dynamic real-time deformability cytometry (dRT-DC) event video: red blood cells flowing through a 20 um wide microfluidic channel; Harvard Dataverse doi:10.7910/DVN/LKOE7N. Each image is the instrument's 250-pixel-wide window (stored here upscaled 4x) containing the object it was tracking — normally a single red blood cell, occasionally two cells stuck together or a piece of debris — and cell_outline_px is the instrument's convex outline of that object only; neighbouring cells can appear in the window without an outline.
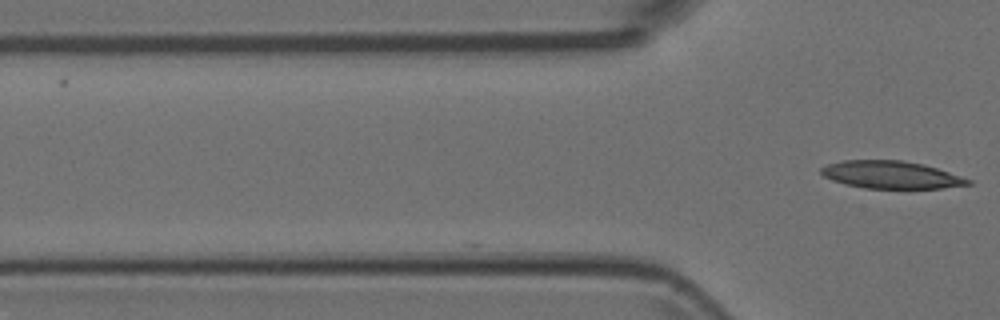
{"species": "Egyptian fruit bat (a non-hibernating species)", "species_latin": "Rousettus aegyptiacus", "temperature_condition": "room temperature", "stored_images_in_passage": 3, "camera_frame_rate_fps": 3000, "um_per_image_px": 0.085, "animal": {"sex": "female"}, "frame": {"image": 1, "passage_image": 3, "time_ms": 0.667, "image_size_px": [1000, 320], "cell_outline_px": [[972, 184], [940, 188], [864, 188], [844, 184], [832, 180], [824, 176], [820, 172], [820, 168], [828, 164], [840, 160], [904, 160], [924, 164], [972, 180]], "centroid_in_image_um": [75.71, 14.85], "position_along_channel_um": 50.1, "area_um2": 23.52}}